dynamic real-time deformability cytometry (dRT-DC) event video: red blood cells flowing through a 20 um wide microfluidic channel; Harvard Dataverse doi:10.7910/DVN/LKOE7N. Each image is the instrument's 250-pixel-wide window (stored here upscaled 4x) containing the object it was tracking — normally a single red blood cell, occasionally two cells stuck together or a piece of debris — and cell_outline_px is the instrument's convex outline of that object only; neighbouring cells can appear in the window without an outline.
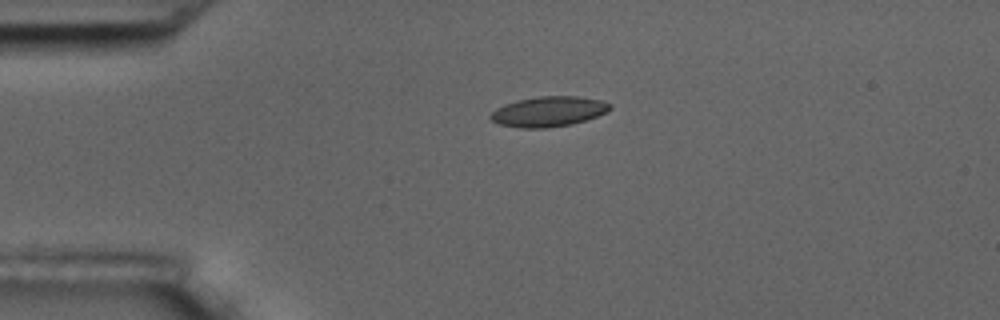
{"species": "common noctule bat (a hibernating species)", "species_latin": "Nyctalus noctula", "temperature_condition": "room temperature", "stored_images_in_passage": 2, "camera_frame_rate_fps": 3000, "um_per_image_px": 0.085, "animal": {"sex": "male", "body_mass_g": 17.5, "forearm_length_mm": 52.3}, "frame": {"image": 1, "passage_image": 1, "time_ms": 0.0, "image_size_px": [1000, 320], "cell_outline_px": [[612, 108], [608, 112], [572, 124], [544, 128], [520, 128], [500, 124], [492, 120], [488, 116], [496, 108], [504, 104], [516, 100], [540, 96], [576, 96], [600, 100], [612, 104]], "centroid_in_image_um": [46.62, 9.47], "position_along_channel_um": 38.4, "area_um2": 20.98}}